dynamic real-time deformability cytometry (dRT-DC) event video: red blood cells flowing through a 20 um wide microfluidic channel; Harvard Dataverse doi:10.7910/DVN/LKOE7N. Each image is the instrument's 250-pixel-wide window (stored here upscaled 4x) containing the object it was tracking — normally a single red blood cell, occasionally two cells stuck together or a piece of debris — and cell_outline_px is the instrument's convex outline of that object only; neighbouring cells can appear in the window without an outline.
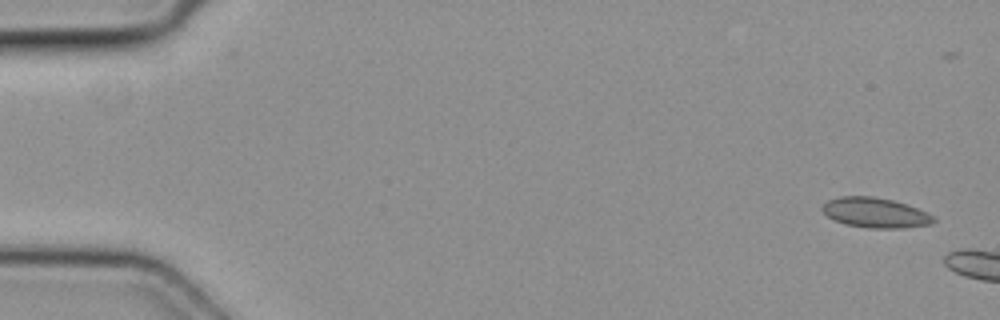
{"species": "common noctule bat (a hibernating species)", "species_latin": "Nyctalus noctula", "temperature_condition": "cold", "stored_images_in_passage": 2, "camera_frame_rate_fps": 3000, "um_per_image_px": 0.085, "animal": {"sex": "female", "body_mass_g": 19.3, "forearm_length_mm": 54.1}, "frame": {"image": 1, "passage_image": 1, "time_ms": 0.0, "image_size_px": [1000, 320], "cell_outline_px": [[936, 220], [932, 224], [904, 228], [868, 228], [844, 224], [828, 216], [820, 208], [828, 200], [840, 196], [872, 196], [892, 200], [908, 204], [928, 212], [936, 216]], "centroid_in_image_um": [74.45, 18.08], "position_along_channel_um": 10.5, "area_um2": 19.65}}